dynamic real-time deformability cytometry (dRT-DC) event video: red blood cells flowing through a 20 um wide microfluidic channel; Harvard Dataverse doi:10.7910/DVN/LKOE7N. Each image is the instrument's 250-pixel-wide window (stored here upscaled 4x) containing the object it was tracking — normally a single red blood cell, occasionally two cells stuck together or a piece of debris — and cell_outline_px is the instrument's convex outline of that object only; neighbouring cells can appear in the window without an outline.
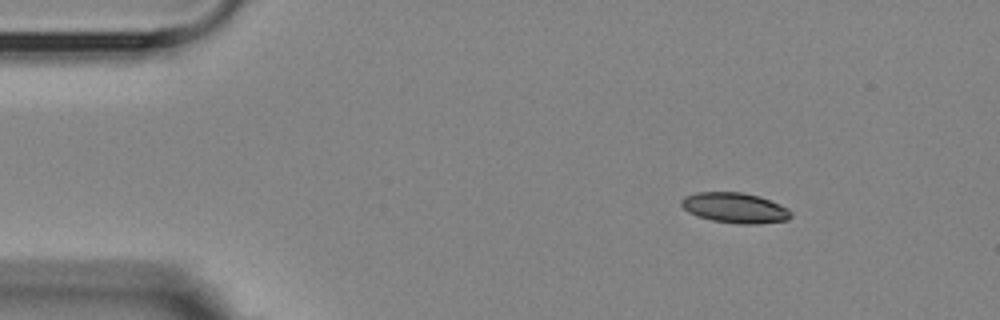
{"species": "Egyptian fruit bat (a non-hibernating species)", "species_latin": "Rousettus aegyptiacus", "temperature_condition": "room temperature", "stored_images_in_passage": 4, "camera_frame_rate_fps": 3000, "um_per_image_px": 0.085, "animal": {"sex": "female"}, "frame": {"image": 1, "passage_image": 1, "time_ms": 0.0, "image_size_px": [1000, 320], "cell_outline_px": [[792, 216], [788, 220], [760, 224], [740, 224], [712, 220], [696, 216], [688, 212], [680, 204], [680, 200], [684, 196], [696, 192], [740, 192], [760, 196], [780, 204], [788, 208], [792, 212]], "centroid_in_image_um": [62.48, 17.67], "position_along_channel_um": 22.5, "area_um2": 19.59}}